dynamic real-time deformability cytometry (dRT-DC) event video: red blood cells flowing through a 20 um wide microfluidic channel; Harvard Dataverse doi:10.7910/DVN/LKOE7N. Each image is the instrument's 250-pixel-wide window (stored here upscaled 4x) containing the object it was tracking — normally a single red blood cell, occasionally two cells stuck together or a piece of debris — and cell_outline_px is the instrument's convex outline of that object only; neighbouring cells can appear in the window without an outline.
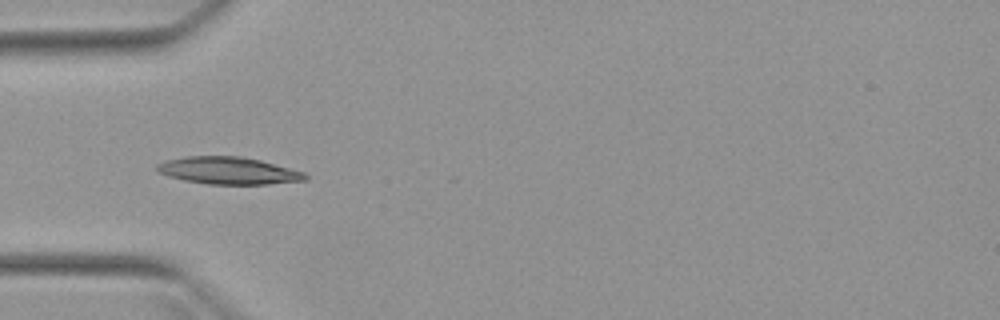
{"species": "Egyptian fruit bat (a non-hibernating species)", "species_latin": "Rousettus aegyptiacus", "temperature_condition": "warm", "stored_images_in_passage": 4, "camera_frame_rate_fps": 3000, "um_per_image_px": 0.085, "animal": {"sex": "female"}, "frame": {"image": 1, "passage_image": 4, "time_ms": 4.0, "image_size_px": [1000, 320], "cell_outline_px": [[308, 180], [268, 184], [208, 184], [184, 180], [168, 176], [160, 172], [156, 168], [156, 164], [164, 160], [184, 156], [240, 156], [260, 160], [304, 172], [308, 176]], "centroid_in_image_um": [19.4, 14.5], "position_along_channel_um": 65.6, "area_um2": 23.52}}